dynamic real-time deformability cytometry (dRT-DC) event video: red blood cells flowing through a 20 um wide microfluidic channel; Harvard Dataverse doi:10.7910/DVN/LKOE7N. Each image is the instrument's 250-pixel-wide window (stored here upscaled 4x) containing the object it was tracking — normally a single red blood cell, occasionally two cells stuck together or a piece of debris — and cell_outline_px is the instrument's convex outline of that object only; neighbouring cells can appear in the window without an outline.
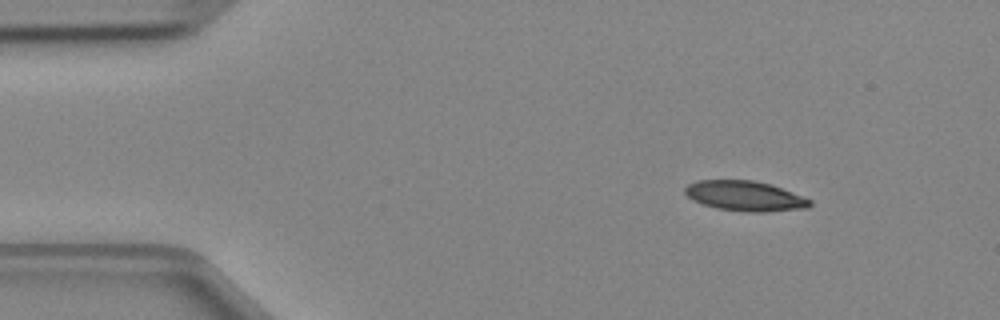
{"species": "Egyptian fruit bat (a non-hibernating species)", "species_latin": "Rousettus aegyptiacus", "temperature_condition": "cold", "stored_images_in_passage": 3, "camera_frame_rate_fps": 3000, "um_per_image_px": 0.085, "animal": {"sex": "female"}, "frame": {"image": 1, "passage_image": 1, "time_ms": 0.0, "image_size_px": [1000, 320], "cell_outline_px": [[812, 204], [808, 208], [764, 212], [748, 212], [716, 208], [692, 200], [684, 192], [684, 188], [688, 184], [696, 180], [752, 180], [768, 184], [780, 188], [812, 200]], "centroid_in_image_um": [63.3, 16.66], "position_along_channel_um": 21.7, "area_um2": 21.73}}
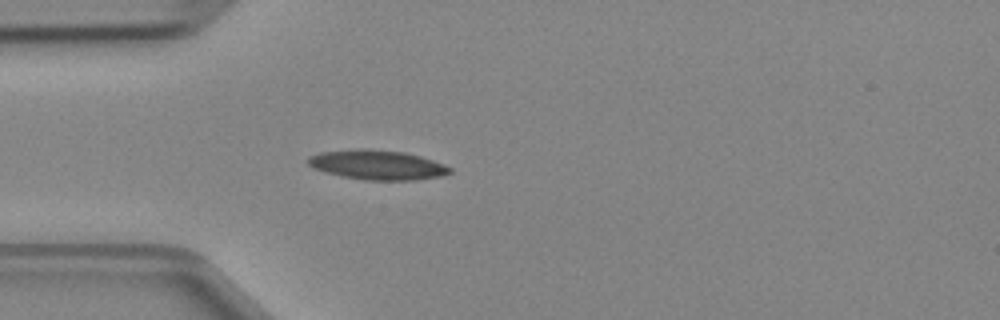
{"frame": {"image": 2, "passage_image": 3, "time_ms": 0.667, "image_size_px": [1000, 320], "cell_outline_px": [[452, 172], [440, 176], [412, 180], [364, 180], [324, 172], [312, 168], [304, 160], [308, 156], [320, 152], [360, 148], [364, 148], [404, 152], [420, 156], [432, 160], [452, 168]], "centroid_in_image_um": [32.01, 14.0], "position_along_channel_um": 53.0, "area_um2": 24.51}}